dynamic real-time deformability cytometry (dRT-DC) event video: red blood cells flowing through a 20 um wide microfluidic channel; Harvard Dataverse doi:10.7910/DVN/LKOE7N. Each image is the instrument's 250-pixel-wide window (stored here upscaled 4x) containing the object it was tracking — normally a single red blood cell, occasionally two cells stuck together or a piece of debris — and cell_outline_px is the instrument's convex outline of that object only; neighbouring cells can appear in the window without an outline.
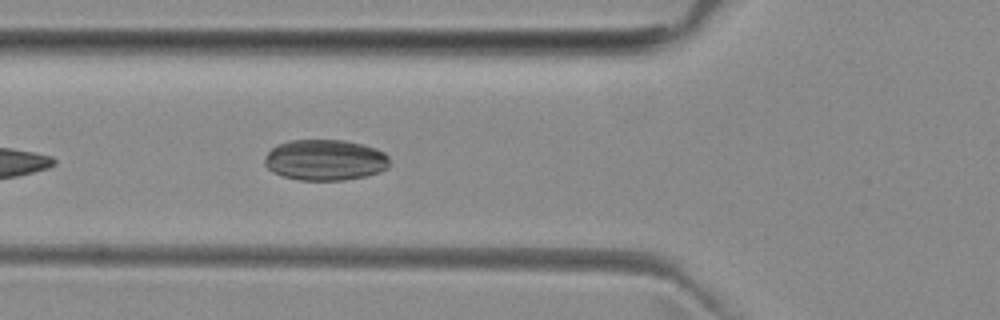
{"species": "common noctule bat (a hibernating species)", "species_latin": "Nyctalus noctula", "temperature_condition": "room temperature", "stored_images_in_passage": 5, "camera_frame_rate_fps": 3000, "um_per_image_px": 0.085, "animal": {"sex": "female", "body_mass_g": 29.2, "forearm_length_mm": 56.3}, "frame": {"image": 1, "passage_image": 5, "time_ms": 4.667, "image_size_px": [1000, 320], "cell_outline_px": [[388, 168], [380, 172], [364, 176], [344, 180], [300, 180], [284, 176], [272, 172], [264, 164], [264, 160], [268, 152], [276, 144], [288, 140], [344, 140], [376, 148], [384, 152], [388, 156]], "centroid_in_image_um": [27.62, 13.59], "position_along_channel_um": 98.2, "area_um2": 29.82}}